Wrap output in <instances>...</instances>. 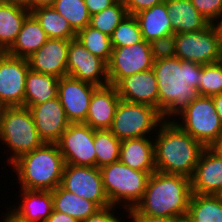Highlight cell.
<instances>
[{
	"label": "cell",
	"mask_w": 222,
	"mask_h": 222,
	"mask_svg": "<svg viewBox=\"0 0 222 222\" xmlns=\"http://www.w3.org/2000/svg\"><path fill=\"white\" fill-rule=\"evenodd\" d=\"M119 161L134 170L155 172L156 166L153 137L122 140Z\"/></svg>",
	"instance_id": "603a6c76"
},
{
	"label": "cell",
	"mask_w": 222,
	"mask_h": 222,
	"mask_svg": "<svg viewBox=\"0 0 222 222\" xmlns=\"http://www.w3.org/2000/svg\"><path fill=\"white\" fill-rule=\"evenodd\" d=\"M120 100L116 86L109 84L97 87L91 97L84 124L92 129H109Z\"/></svg>",
	"instance_id": "7402d4cb"
},
{
	"label": "cell",
	"mask_w": 222,
	"mask_h": 222,
	"mask_svg": "<svg viewBox=\"0 0 222 222\" xmlns=\"http://www.w3.org/2000/svg\"><path fill=\"white\" fill-rule=\"evenodd\" d=\"M47 39L48 37L42 29L41 24L30 13L24 20L15 42L6 52L15 57L28 59Z\"/></svg>",
	"instance_id": "d4e9b609"
},
{
	"label": "cell",
	"mask_w": 222,
	"mask_h": 222,
	"mask_svg": "<svg viewBox=\"0 0 222 222\" xmlns=\"http://www.w3.org/2000/svg\"><path fill=\"white\" fill-rule=\"evenodd\" d=\"M156 170L191 178L205 148L172 120H164L153 136Z\"/></svg>",
	"instance_id": "3957f363"
},
{
	"label": "cell",
	"mask_w": 222,
	"mask_h": 222,
	"mask_svg": "<svg viewBox=\"0 0 222 222\" xmlns=\"http://www.w3.org/2000/svg\"><path fill=\"white\" fill-rule=\"evenodd\" d=\"M204 147H210L222 136V124L213 99L199 95L173 120Z\"/></svg>",
	"instance_id": "ba28073f"
},
{
	"label": "cell",
	"mask_w": 222,
	"mask_h": 222,
	"mask_svg": "<svg viewBox=\"0 0 222 222\" xmlns=\"http://www.w3.org/2000/svg\"><path fill=\"white\" fill-rule=\"evenodd\" d=\"M3 212V216H1L0 222H22L19 219H17L14 215H12L7 209Z\"/></svg>",
	"instance_id": "bcb514c9"
},
{
	"label": "cell",
	"mask_w": 222,
	"mask_h": 222,
	"mask_svg": "<svg viewBox=\"0 0 222 222\" xmlns=\"http://www.w3.org/2000/svg\"><path fill=\"white\" fill-rule=\"evenodd\" d=\"M30 13L26 5L0 4V52L12 46Z\"/></svg>",
	"instance_id": "484cf974"
},
{
	"label": "cell",
	"mask_w": 222,
	"mask_h": 222,
	"mask_svg": "<svg viewBox=\"0 0 222 222\" xmlns=\"http://www.w3.org/2000/svg\"><path fill=\"white\" fill-rule=\"evenodd\" d=\"M143 40L139 23L134 15L127 14L111 36L112 48L131 46Z\"/></svg>",
	"instance_id": "e575fe53"
},
{
	"label": "cell",
	"mask_w": 222,
	"mask_h": 222,
	"mask_svg": "<svg viewBox=\"0 0 222 222\" xmlns=\"http://www.w3.org/2000/svg\"><path fill=\"white\" fill-rule=\"evenodd\" d=\"M102 182L113 206L132 209L142 199L153 172L134 170L120 161L100 168Z\"/></svg>",
	"instance_id": "8992f818"
},
{
	"label": "cell",
	"mask_w": 222,
	"mask_h": 222,
	"mask_svg": "<svg viewBox=\"0 0 222 222\" xmlns=\"http://www.w3.org/2000/svg\"><path fill=\"white\" fill-rule=\"evenodd\" d=\"M53 210L70 215L83 222L100 209L94 202L86 200L59 185L52 191Z\"/></svg>",
	"instance_id": "83f0119b"
},
{
	"label": "cell",
	"mask_w": 222,
	"mask_h": 222,
	"mask_svg": "<svg viewBox=\"0 0 222 222\" xmlns=\"http://www.w3.org/2000/svg\"><path fill=\"white\" fill-rule=\"evenodd\" d=\"M77 33L90 24L91 15L84 0H55L52 6Z\"/></svg>",
	"instance_id": "d6a6232c"
},
{
	"label": "cell",
	"mask_w": 222,
	"mask_h": 222,
	"mask_svg": "<svg viewBox=\"0 0 222 222\" xmlns=\"http://www.w3.org/2000/svg\"><path fill=\"white\" fill-rule=\"evenodd\" d=\"M159 49L144 39L131 46L112 49L108 63V81L116 86L123 78L149 70Z\"/></svg>",
	"instance_id": "30bf717a"
},
{
	"label": "cell",
	"mask_w": 222,
	"mask_h": 222,
	"mask_svg": "<svg viewBox=\"0 0 222 222\" xmlns=\"http://www.w3.org/2000/svg\"><path fill=\"white\" fill-rule=\"evenodd\" d=\"M127 14L122 0H118L114 5L91 15L89 26L111 37L115 28Z\"/></svg>",
	"instance_id": "836d02e7"
},
{
	"label": "cell",
	"mask_w": 222,
	"mask_h": 222,
	"mask_svg": "<svg viewBox=\"0 0 222 222\" xmlns=\"http://www.w3.org/2000/svg\"><path fill=\"white\" fill-rule=\"evenodd\" d=\"M61 186L94 202L99 208L111 205L103 186L100 168L65 164Z\"/></svg>",
	"instance_id": "8fae6325"
},
{
	"label": "cell",
	"mask_w": 222,
	"mask_h": 222,
	"mask_svg": "<svg viewBox=\"0 0 222 222\" xmlns=\"http://www.w3.org/2000/svg\"><path fill=\"white\" fill-rule=\"evenodd\" d=\"M29 69L27 59L0 52V104L3 107H24Z\"/></svg>",
	"instance_id": "4fadbf2b"
},
{
	"label": "cell",
	"mask_w": 222,
	"mask_h": 222,
	"mask_svg": "<svg viewBox=\"0 0 222 222\" xmlns=\"http://www.w3.org/2000/svg\"><path fill=\"white\" fill-rule=\"evenodd\" d=\"M67 75L97 87L109 85L108 64L89 52L76 38L69 43Z\"/></svg>",
	"instance_id": "5bb4252c"
},
{
	"label": "cell",
	"mask_w": 222,
	"mask_h": 222,
	"mask_svg": "<svg viewBox=\"0 0 222 222\" xmlns=\"http://www.w3.org/2000/svg\"><path fill=\"white\" fill-rule=\"evenodd\" d=\"M121 140L109 129H94V146L96 151V167L119 161Z\"/></svg>",
	"instance_id": "4dcf8cb0"
},
{
	"label": "cell",
	"mask_w": 222,
	"mask_h": 222,
	"mask_svg": "<svg viewBox=\"0 0 222 222\" xmlns=\"http://www.w3.org/2000/svg\"><path fill=\"white\" fill-rule=\"evenodd\" d=\"M64 158L57 143H44L8 165L17 178L18 189L53 191L61 185ZM15 173V174H14ZM19 181V182H18Z\"/></svg>",
	"instance_id": "277c9868"
},
{
	"label": "cell",
	"mask_w": 222,
	"mask_h": 222,
	"mask_svg": "<svg viewBox=\"0 0 222 222\" xmlns=\"http://www.w3.org/2000/svg\"><path fill=\"white\" fill-rule=\"evenodd\" d=\"M116 88L121 100L150 105L159 111L158 85L152 68L123 78Z\"/></svg>",
	"instance_id": "ffe728a7"
},
{
	"label": "cell",
	"mask_w": 222,
	"mask_h": 222,
	"mask_svg": "<svg viewBox=\"0 0 222 222\" xmlns=\"http://www.w3.org/2000/svg\"><path fill=\"white\" fill-rule=\"evenodd\" d=\"M152 69L158 85L159 112L163 120H173L199 96L201 64L181 60L162 49Z\"/></svg>",
	"instance_id": "6da1fadb"
},
{
	"label": "cell",
	"mask_w": 222,
	"mask_h": 222,
	"mask_svg": "<svg viewBox=\"0 0 222 222\" xmlns=\"http://www.w3.org/2000/svg\"><path fill=\"white\" fill-rule=\"evenodd\" d=\"M26 0H0V4L25 5Z\"/></svg>",
	"instance_id": "7dc6e473"
},
{
	"label": "cell",
	"mask_w": 222,
	"mask_h": 222,
	"mask_svg": "<svg viewBox=\"0 0 222 222\" xmlns=\"http://www.w3.org/2000/svg\"><path fill=\"white\" fill-rule=\"evenodd\" d=\"M214 24L216 25V27L218 29L219 36H220L221 43H222V15Z\"/></svg>",
	"instance_id": "c3c4849f"
},
{
	"label": "cell",
	"mask_w": 222,
	"mask_h": 222,
	"mask_svg": "<svg viewBox=\"0 0 222 222\" xmlns=\"http://www.w3.org/2000/svg\"><path fill=\"white\" fill-rule=\"evenodd\" d=\"M14 204L5 208L22 222H45L53 211L52 191L20 189ZM8 205V206H6Z\"/></svg>",
	"instance_id": "d6986e66"
},
{
	"label": "cell",
	"mask_w": 222,
	"mask_h": 222,
	"mask_svg": "<svg viewBox=\"0 0 222 222\" xmlns=\"http://www.w3.org/2000/svg\"><path fill=\"white\" fill-rule=\"evenodd\" d=\"M211 98L213 99L216 113L219 116L221 124H222V93L214 95Z\"/></svg>",
	"instance_id": "ee69618b"
},
{
	"label": "cell",
	"mask_w": 222,
	"mask_h": 222,
	"mask_svg": "<svg viewBox=\"0 0 222 222\" xmlns=\"http://www.w3.org/2000/svg\"><path fill=\"white\" fill-rule=\"evenodd\" d=\"M128 222H178L179 218L156 217L143 214H128Z\"/></svg>",
	"instance_id": "ab89813d"
},
{
	"label": "cell",
	"mask_w": 222,
	"mask_h": 222,
	"mask_svg": "<svg viewBox=\"0 0 222 222\" xmlns=\"http://www.w3.org/2000/svg\"><path fill=\"white\" fill-rule=\"evenodd\" d=\"M59 78L29 69L25 83L24 107L30 108L57 97Z\"/></svg>",
	"instance_id": "4316f807"
},
{
	"label": "cell",
	"mask_w": 222,
	"mask_h": 222,
	"mask_svg": "<svg viewBox=\"0 0 222 222\" xmlns=\"http://www.w3.org/2000/svg\"><path fill=\"white\" fill-rule=\"evenodd\" d=\"M128 212L129 210L126 208H123V207L120 208L119 206L110 205V206L98 209L94 214L89 216L83 222H122V221L125 222L126 220H129Z\"/></svg>",
	"instance_id": "8d00e7d4"
},
{
	"label": "cell",
	"mask_w": 222,
	"mask_h": 222,
	"mask_svg": "<svg viewBox=\"0 0 222 222\" xmlns=\"http://www.w3.org/2000/svg\"><path fill=\"white\" fill-rule=\"evenodd\" d=\"M198 94L212 97L222 93V61L212 64H201Z\"/></svg>",
	"instance_id": "d590c367"
},
{
	"label": "cell",
	"mask_w": 222,
	"mask_h": 222,
	"mask_svg": "<svg viewBox=\"0 0 222 222\" xmlns=\"http://www.w3.org/2000/svg\"><path fill=\"white\" fill-rule=\"evenodd\" d=\"M215 154L222 158V136L209 147Z\"/></svg>",
	"instance_id": "f6af8a7d"
},
{
	"label": "cell",
	"mask_w": 222,
	"mask_h": 222,
	"mask_svg": "<svg viewBox=\"0 0 222 222\" xmlns=\"http://www.w3.org/2000/svg\"><path fill=\"white\" fill-rule=\"evenodd\" d=\"M65 164L96 167L94 129L84 123L70 124L57 142Z\"/></svg>",
	"instance_id": "7c38bea8"
},
{
	"label": "cell",
	"mask_w": 222,
	"mask_h": 222,
	"mask_svg": "<svg viewBox=\"0 0 222 222\" xmlns=\"http://www.w3.org/2000/svg\"><path fill=\"white\" fill-rule=\"evenodd\" d=\"M96 88L93 84L68 75L59 78L57 97L71 124L85 123L90 100Z\"/></svg>",
	"instance_id": "9a60e30c"
},
{
	"label": "cell",
	"mask_w": 222,
	"mask_h": 222,
	"mask_svg": "<svg viewBox=\"0 0 222 222\" xmlns=\"http://www.w3.org/2000/svg\"><path fill=\"white\" fill-rule=\"evenodd\" d=\"M70 40L48 38L28 59L30 70L57 78L67 76Z\"/></svg>",
	"instance_id": "ac0fdd59"
},
{
	"label": "cell",
	"mask_w": 222,
	"mask_h": 222,
	"mask_svg": "<svg viewBox=\"0 0 222 222\" xmlns=\"http://www.w3.org/2000/svg\"><path fill=\"white\" fill-rule=\"evenodd\" d=\"M139 23L142 37L159 50L167 49L173 35V29L165 2L134 15Z\"/></svg>",
	"instance_id": "2e32d148"
},
{
	"label": "cell",
	"mask_w": 222,
	"mask_h": 222,
	"mask_svg": "<svg viewBox=\"0 0 222 222\" xmlns=\"http://www.w3.org/2000/svg\"><path fill=\"white\" fill-rule=\"evenodd\" d=\"M45 222H79V221L70 215L53 210L51 215L48 217V219Z\"/></svg>",
	"instance_id": "b9f144b4"
},
{
	"label": "cell",
	"mask_w": 222,
	"mask_h": 222,
	"mask_svg": "<svg viewBox=\"0 0 222 222\" xmlns=\"http://www.w3.org/2000/svg\"><path fill=\"white\" fill-rule=\"evenodd\" d=\"M163 121L161 113L150 105L120 100L109 130L121 141L153 137Z\"/></svg>",
	"instance_id": "9c48e42d"
},
{
	"label": "cell",
	"mask_w": 222,
	"mask_h": 222,
	"mask_svg": "<svg viewBox=\"0 0 222 222\" xmlns=\"http://www.w3.org/2000/svg\"><path fill=\"white\" fill-rule=\"evenodd\" d=\"M118 0H84L90 15L99 13L105 8L114 5Z\"/></svg>",
	"instance_id": "60d3db41"
},
{
	"label": "cell",
	"mask_w": 222,
	"mask_h": 222,
	"mask_svg": "<svg viewBox=\"0 0 222 222\" xmlns=\"http://www.w3.org/2000/svg\"><path fill=\"white\" fill-rule=\"evenodd\" d=\"M3 106L0 104V114H1V110H2Z\"/></svg>",
	"instance_id": "816d5d0a"
},
{
	"label": "cell",
	"mask_w": 222,
	"mask_h": 222,
	"mask_svg": "<svg viewBox=\"0 0 222 222\" xmlns=\"http://www.w3.org/2000/svg\"><path fill=\"white\" fill-rule=\"evenodd\" d=\"M190 182L192 193L217 195L222 190V158L205 147Z\"/></svg>",
	"instance_id": "44dd1931"
},
{
	"label": "cell",
	"mask_w": 222,
	"mask_h": 222,
	"mask_svg": "<svg viewBox=\"0 0 222 222\" xmlns=\"http://www.w3.org/2000/svg\"><path fill=\"white\" fill-rule=\"evenodd\" d=\"M31 13L41 24L48 38L72 40L76 38V32L69 22L53 7H41L33 9Z\"/></svg>",
	"instance_id": "f546056e"
},
{
	"label": "cell",
	"mask_w": 222,
	"mask_h": 222,
	"mask_svg": "<svg viewBox=\"0 0 222 222\" xmlns=\"http://www.w3.org/2000/svg\"><path fill=\"white\" fill-rule=\"evenodd\" d=\"M29 110L33 115L37 132L44 143H57L71 124L58 97L33 105Z\"/></svg>",
	"instance_id": "e0dca14e"
},
{
	"label": "cell",
	"mask_w": 222,
	"mask_h": 222,
	"mask_svg": "<svg viewBox=\"0 0 222 222\" xmlns=\"http://www.w3.org/2000/svg\"><path fill=\"white\" fill-rule=\"evenodd\" d=\"M174 34L198 32L210 22L193 6L191 0H164Z\"/></svg>",
	"instance_id": "cb8c5ba5"
},
{
	"label": "cell",
	"mask_w": 222,
	"mask_h": 222,
	"mask_svg": "<svg viewBox=\"0 0 222 222\" xmlns=\"http://www.w3.org/2000/svg\"><path fill=\"white\" fill-rule=\"evenodd\" d=\"M166 50L181 60L202 65L222 61V43L213 23L198 32L174 34Z\"/></svg>",
	"instance_id": "52a82bcc"
},
{
	"label": "cell",
	"mask_w": 222,
	"mask_h": 222,
	"mask_svg": "<svg viewBox=\"0 0 222 222\" xmlns=\"http://www.w3.org/2000/svg\"><path fill=\"white\" fill-rule=\"evenodd\" d=\"M217 195H218V197L220 198V200L222 202V190Z\"/></svg>",
	"instance_id": "f907efd6"
},
{
	"label": "cell",
	"mask_w": 222,
	"mask_h": 222,
	"mask_svg": "<svg viewBox=\"0 0 222 222\" xmlns=\"http://www.w3.org/2000/svg\"><path fill=\"white\" fill-rule=\"evenodd\" d=\"M191 195L190 178L156 170L148 179L142 199L128 213L185 218Z\"/></svg>",
	"instance_id": "7a4b0ae2"
},
{
	"label": "cell",
	"mask_w": 222,
	"mask_h": 222,
	"mask_svg": "<svg viewBox=\"0 0 222 222\" xmlns=\"http://www.w3.org/2000/svg\"><path fill=\"white\" fill-rule=\"evenodd\" d=\"M196 10L210 23H215L222 15V0H191Z\"/></svg>",
	"instance_id": "74e56055"
},
{
	"label": "cell",
	"mask_w": 222,
	"mask_h": 222,
	"mask_svg": "<svg viewBox=\"0 0 222 222\" xmlns=\"http://www.w3.org/2000/svg\"><path fill=\"white\" fill-rule=\"evenodd\" d=\"M191 222H222L218 195L192 193L186 216Z\"/></svg>",
	"instance_id": "f1b7e54d"
},
{
	"label": "cell",
	"mask_w": 222,
	"mask_h": 222,
	"mask_svg": "<svg viewBox=\"0 0 222 222\" xmlns=\"http://www.w3.org/2000/svg\"><path fill=\"white\" fill-rule=\"evenodd\" d=\"M0 144L3 145L1 151H4L1 152V155L6 157L4 163L7 166L5 168L21 155L32 152L44 144L37 132L29 108L23 106L2 108L0 114ZM4 153L7 156H4Z\"/></svg>",
	"instance_id": "5b68a950"
},
{
	"label": "cell",
	"mask_w": 222,
	"mask_h": 222,
	"mask_svg": "<svg viewBox=\"0 0 222 222\" xmlns=\"http://www.w3.org/2000/svg\"><path fill=\"white\" fill-rule=\"evenodd\" d=\"M55 0H26V7L32 11L33 9L41 7H52Z\"/></svg>",
	"instance_id": "7bdbcfd3"
},
{
	"label": "cell",
	"mask_w": 222,
	"mask_h": 222,
	"mask_svg": "<svg viewBox=\"0 0 222 222\" xmlns=\"http://www.w3.org/2000/svg\"><path fill=\"white\" fill-rule=\"evenodd\" d=\"M163 1L164 0H122V3L129 15H135Z\"/></svg>",
	"instance_id": "f35d334b"
},
{
	"label": "cell",
	"mask_w": 222,
	"mask_h": 222,
	"mask_svg": "<svg viewBox=\"0 0 222 222\" xmlns=\"http://www.w3.org/2000/svg\"><path fill=\"white\" fill-rule=\"evenodd\" d=\"M178 222H191V221L187 217H185V218H180Z\"/></svg>",
	"instance_id": "681fc988"
},
{
	"label": "cell",
	"mask_w": 222,
	"mask_h": 222,
	"mask_svg": "<svg viewBox=\"0 0 222 222\" xmlns=\"http://www.w3.org/2000/svg\"><path fill=\"white\" fill-rule=\"evenodd\" d=\"M76 39L89 52L109 63L113 49L111 37L88 25L76 33Z\"/></svg>",
	"instance_id": "1f68e13d"
}]
</instances>
